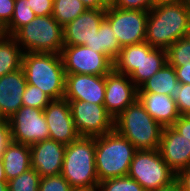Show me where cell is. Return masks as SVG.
I'll return each mask as SVG.
<instances>
[{
  "instance_id": "1",
  "label": "cell",
  "mask_w": 190,
  "mask_h": 191,
  "mask_svg": "<svg viewBox=\"0 0 190 191\" xmlns=\"http://www.w3.org/2000/svg\"><path fill=\"white\" fill-rule=\"evenodd\" d=\"M189 24L190 6L184 1L154 6L148 13L145 41L166 50L186 37Z\"/></svg>"
},
{
  "instance_id": "2",
  "label": "cell",
  "mask_w": 190,
  "mask_h": 191,
  "mask_svg": "<svg viewBox=\"0 0 190 191\" xmlns=\"http://www.w3.org/2000/svg\"><path fill=\"white\" fill-rule=\"evenodd\" d=\"M137 149L115 130L95 137V166L99 182L128 175Z\"/></svg>"
},
{
  "instance_id": "3",
  "label": "cell",
  "mask_w": 190,
  "mask_h": 191,
  "mask_svg": "<svg viewBox=\"0 0 190 191\" xmlns=\"http://www.w3.org/2000/svg\"><path fill=\"white\" fill-rule=\"evenodd\" d=\"M22 68L26 75L27 84L40 88L52 100L64 98L66 74L61 55L24 53Z\"/></svg>"
},
{
  "instance_id": "4",
  "label": "cell",
  "mask_w": 190,
  "mask_h": 191,
  "mask_svg": "<svg viewBox=\"0 0 190 191\" xmlns=\"http://www.w3.org/2000/svg\"><path fill=\"white\" fill-rule=\"evenodd\" d=\"M114 130L137 150H157L163 127L137 99L114 119Z\"/></svg>"
},
{
  "instance_id": "5",
  "label": "cell",
  "mask_w": 190,
  "mask_h": 191,
  "mask_svg": "<svg viewBox=\"0 0 190 191\" xmlns=\"http://www.w3.org/2000/svg\"><path fill=\"white\" fill-rule=\"evenodd\" d=\"M73 189L99 184L95 166V137L80 136L66 145L60 173Z\"/></svg>"
},
{
  "instance_id": "6",
  "label": "cell",
  "mask_w": 190,
  "mask_h": 191,
  "mask_svg": "<svg viewBox=\"0 0 190 191\" xmlns=\"http://www.w3.org/2000/svg\"><path fill=\"white\" fill-rule=\"evenodd\" d=\"M12 37L24 53L59 54L63 50V27L52 15L36 16L19 28Z\"/></svg>"
},
{
  "instance_id": "7",
  "label": "cell",
  "mask_w": 190,
  "mask_h": 191,
  "mask_svg": "<svg viewBox=\"0 0 190 191\" xmlns=\"http://www.w3.org/2000/svg\"><path fill=\"white\" fill-rule=\"evenodd\" d=\"M145 191H157L176 179V173L161 158L157 150H137L131 161L128 175Z\"/></svg>"
},
{
  "instance_id": "8",
  "label": "cell",
  "mask_w": 190,
  "mask_h": 191,
  "mask_svg": "<svg viewBox=\"0 0 190 191\" xmlns=\"http://www.w3.org/2000/svg\"><path fill=\"white\" fill-rule=\"evenodd\" d=\"M61 57L65 74L106 76L114 69V62L108 56L85 45H64Z\"/></svg>"
},
{
  "instance_id": "9",
  "label": "cell",
  "mask_w": 190,
  "mask_h": 191,
  "mask_svg": "<svg viewBox=\"0 0 190 191\" xmlns=\"http://www.w3.org/2000/svg\"><path fill=\"white\" fill-rule=\"evenodd\" d=\"M74 125L80 136L96 137L114 130V118L104 105L80 100H67Z\"/></svg>"
},
{
  "instance_id": "10",
  "label": "cell",
  "mask_w": 190,
  "mask_h": 191,
  "mask_svg": "<svg viewBox=\"0 0 190 191\" xmlns=\"http://www.w3.org/2000/svg\"><path fill=\"white\" fill-rule=\"evenodd\" d=\"M148 11L107 8L105 18L109 21L121 47L145 41Z\"/></svg>"
},
{
  "instance_id": "11",
  "label": "cell",
  "mask_w": 190,
  "mask_h": 191,
  "mask_svg": "<svg viewBox=\"0 0 190 191\" xmlns=\"http://www.w3.org/2000/svg\"><path fill=\"white\" fill-rule=\"evenodd\" d=\"M43 110L23 105L8 119L13 142L31 146L49 139V128Z\"/></svg>"
},
{
  "instance_id": "12",
  "label": "cell",
  "mask_w": 190,
  "mask_h": 191,
  "mask_svg": "<svg viewBox=\"0 0 190 191\" xmlns=\"http://www.w3.org/2000/svg\"><path fill=\"white\" fill-rule=\"evenodd\" d=\"M138 99V88L125 74L114 69L105 76L104 106L115 119Z\"/></svg>"
},
{
  "instance_id": "13",
  "label": "cell",
  "mask_w": 190,
  "mask_h": 191,
  "mask_svg": "<svg viewBox=\"0 0 190 191\" xmlns=\"http://www.w3.org/2000/svg\"><path fill=\"white\" fill-rule=\"evenodd\" d=\"M43 113L49 128V139L69 145L80 137L74 125L70 104L65 98L52 100Z\"/></svg>"
},
{
  "instance_id": "14",
  "label": "cell",
  "mask_w": 190,
  "mask_h": 191,
  "mask_svg": "<svg viewBox=\"0 0 190 191\" xmlns=\"http://www.w3.org/2000/svg\"><path fill=\"white\" fill-rule=\"evenodd\" d=\"M64 98L103 105L105 100V76L66 74Z\"/></svg>"
},
{
  "instance_id": "15",
  "label": "cell",
  "mask_w": 190,
  "mask_h": 191,
  "mask_svg": "<svg viewBox=\"0 0 190 191\" xmlns=\"http://www.w3.org/2000/svg\"><path fill=\"white\" fill-rule=\"evenodd\" d=\"M66 145L52 139L42 140L30 146L31 168L40 176L60 175Z\"/></svg>"
},
{
  "instance_id": "16",
  "label": "cell",
  "mask_w": 190,
  "mask_h": 191,
  "mask_svg": "<svg viewBox=\"0 0 190 191\" xmlns=\"http://www.w3.org/2000/svg\"><path fill=\"white\" fill-rule=\"evenodd\" d=\"M158 151L175 173L190 166V141L172 126L163 127Z\"/></svg>"
},
{
  "instance_id": "17",
  "label": "cell",
  "mask_w": 190,
  "mask_h": 191,
  "mask_svg": "<svg viewBox=\"0 0 190 191\" xmlns=\"http://www.w3.org/2000/svg\"><path fill=\"white\" fill-rule=\"evenodd\" d=\"M106 9H86L63 27V44L78 46L90 42L105 18Z\"/></svg>"
},
{
  "instance_id": "18",
  "label": "cell",
  "mask_w": 190,
  "mask_h": 191,
  "mask_svg": "<svg viewBox=\"0 0 190 191\" xmlns=\"http://www.w3.org/2000/svg\"><path fill=\"white\" fill-rule=\"evenodd\" d=\"M27 85L23 68L0 77V116L9 119L23 106L22 96Z\"/></svg>"
},
{
  "instance_id": "19",
  "label": "cell",
  "mask_w": 190,
  "mask_h": 191,
  "mask_svg": "<svg viewBox=\"0 0 190 191\" xmlns=\"http://www.w3.org/2000/svg\"><path fill=\"white\" fill-rule=\"evenodd\" d=\"M138 100L162 127L172 126L180 117L176 102L170 95L138 92Z\"/></svg>"
},
{
  "instance_id": "20",
  "label": "cell",
  "mask_w": 190,
  "mask_h": 191,
  "mask_svg": "<svg viewBox=\"0 0 190 191\" xmlns=\"http://www.w3.org/2000/svg\"><path fill=\"white\" fill-rule=\"evenodd\" d=\"M167 63V51L155 48L146 41L142 42V61L129 78L139 88Z\"/></svg>"
},
{
  "instance_id": "21",
  "label": "cell",
  "mask_w": 190,
  "mask_h": 191,
  "mask_svg": "<svg viewBox=\"0 0 190 191\" xmlns=\"http://www.w3.org/2000/svg\"><path fill=\"white\" fill-rule=\"evenodd\" d=\"M1 159L7 181L16 178L31 168L30 146L12 141Z\"/></svg>"
},
{
  "instance_id": "22",
  "label": "cell",
  "mask_w": 190,
  "mask_h": 191,
  "mask_svg": "<svg viewBox=\"0 0 190 191\" xmlns=\"http://www.w3.org/2000/svg\"><path fill=\"white\" fill-rule=\"evenodd\" d=\"M180 88L181 83L178 82L174 67L166 63L138 88V92L170 95L175 100L176 91Z\"/></svg>"
},
{
  "instance_id": "23",
  "label": "cell",
  "mask_w": 190,
  "mask_h": 191,
  "mask_svg": "<svg viewBox=\"0 0 190 191\" xmlns=\"http://www.w3.org/2000/svg\"><path fill=\"white\" fill-rule=\"evenodd\" d=\"M84 45L97 53L105 54L113 62L122 49L109 21L106 18L101 22L97 34H95L90 42H86Z\"/></svg>"
},
{
  "instance_id": "24",
  "label": "cell",
  "mask_w": 190,
  "mask_h": 191,
  "mask_svg": "<svg viewBox=\"0 0 190 191\" xmlns=\"http://www.w3.org/2000/svg\"><path fill=\"white\" fill-rule=\"evenodd\" d=\"M23 50L12 36L0 37V77L22 67Z\"/></svg>"
},
{
  "instance_id": "25",
  "label": "cell",
  "mask_w": 190,
  "mask_h": 191,
  "mask_svg": "<svg viewBox=\"0 0 190 191\" xmlns=\"http://www.w3.org/2000/svg\"><path fill=\"white\" fill-rule=\"evenodd\" d=\"M142 61V42L122 47L114 60V70L130 76Z\"/></svg>"
},
{
  "instance_id": "26",
  "label": "cell",
  "mask_w": 190,
  "mask_h": 191,
  "mask_svg": "<svg viewBox=\"0 0 190 191\" xmlns=\"http://www.w3.org/2000/svg\"><path fill=\"white\" fill-rule=\"evenodd\" d=\"M86 9L81 0H55L52 16L64 27Z\"/></svg>"
},
{
  "instance_id": "27",
  "label": "cell",
  "mask_w": 190,
  "mask_h": 191,
  "mask_svg": "<svg viewBox=\"0 0 190 191\" xmlns=\"http://www.w3.org/2000/svg\"><path fill=\"white\" fill-rule=\"evenodd\" d=\"M36 14L29 6V0H15L14 14L5 26V34L12 36L19 28L31 22Z\"/></svg>"
},
{
  "instance_id": "28",
  "label": "cell",
  "mask_w": 190,
  "mask_h": 191,
  "mask_svg": "<svg viewBox=\"0 0 190 191\" xmlns=\"http://www.w3.org/2000/svg\"><path fill=\"white\" fill-rule=\"evenodd\" d=\"M166 51L167 63L171 66H183L190 62V40L187 37L177 40Z\"/></svg>"
},
{
  "instance_id": "29",
  "label": "cell",
  "mask_w": 190,
  "mask_h": 191,
  "mask_svg": "<svg viewBox=\"0 0 190 191\" xmlns=\"http://www.w3.org/2000/svg\"><path fill=\"white\" fill-rule=\"evenodd\" d=\"M41 176L30 168L8 182V191H38Z\"/></svg>"
},
{
  "instance_id": "30",
  "label": "cell",
  "mask_w": 190,
  "mask_h": 191,
  "mask_svg": "<svg viewBox=\"0 0 190 191\" xmlns=\"http://www.w3.org/2000/svg\"><path fill=\"white\" fill-rule=\"evenodd\" d=\"M101 191H145V189L129 176L106 179L98 184Z\"/></svg>"
},
{
  "instance_id": "31",
  "label": "cell",
  "mask_w": 190,
  "mask_h": 191,
  "mask_svg": "<svg viewBox=\"0 0 190 191\" xmlns=\"http://www.w3.org/2000/svg\"><path fill=\"white\" fill-rule=\"evenodd\" d=\"M22 101L24 106L44 109L52 99L40 88L27 84L22 96Z\"/></svg>"
},
{
  "instance_id": "32",
  "label": "cell",
  "mask_w": 190,
  "mask_h": 191,
  "mask_svg": "<svg viewBox=\"0 0 190 191\" xmlns=\"http://www.w3.org/2000/svg\"><path fill=\"white\" fill-rule=\"evenodd\" d=\"M38 191H74L69 182L60 174L42 177Z\"/></svg>"
},
{
  "instance_id": "33",
  "label": "cell",
  "mask_w": 190,
  "mask_h": 191,
  "mask_svg": "<svg viewBox=\"0 0 190 191\" xmlns=\"http://www.w3.org/2000/svg\"><path fill=\"white\" fill-rule=\"evenodd\" d=\"M175 102L180 115L190 112V84H181L180 90L176 91Z\"/></svg>"
},
{
  "instance_id": "34",
  "label": "cell",
  "mask_w": 190,
  "mask_h": 191,
  "mask_svg": "<svg viewBox=\"0 0 190 191\" xmlns=\"http://www.w3.org/2000/svg\"><path fill=\"white\" fill-rule=\"evenodd\" d=\"M114 7L123 10L150 11L153 7V0H117Z\"/></svg>"
},
{
  "instance_id": "35",
  "label": "cell",
  "mask_w": 190,
  "mask_h": 191,
  "mask_svg": "<svg viewBox=\"0 0 190 191\" xmlns=\"http://www.w3.org/2000/svg\"><path fill=\"white\" fill-rule=\"evenodd\" d=\"M53 0H29V6L36 16L52 15Z\"/></svg>"
},
{
  "instance_id": "36",
  "label": "cell",
  "mask_w": 190,
  "mask_h": 191,
  "mask_svg": "<svg viewBox=\"0 0 190 191\" xmlns=\"http://www.w3.org/2000/svg\"><path fill=\"white\" fill-rule=\"evenodd\" d=\"M12 142L11 128L8 119L0 120V158L3 155L6 147Z\"/></svg>"
},
{
  "instance_id": "37",
  "label": "cell",
  "mask_w": 190,
  "mask_h": 191,
  "mask_svg": "<svg viewBox=\"0 0 190 191\" xmlns=\"http://www.w3.org/2000/svg\"><path fill=\"white\" fill-rule=\"evenodd\" d=\"M15 0H0V22L6 26L13 17Z\"/></svg>"
},
{
  "instance_id": "38",
  "label": "cell",
  "mask_w": 190,
  "mask_h": 191,
  "mask_svg": "<svg viewBox=\"0 0 190 191\" xmlns=\"http://www.w3.org/2000/svg\"><path fill=\"white\" fill-rule=\"evenodd\" d=\"M172 127L187 138L190 141V119L185 115H180V117L174 122Z\"/></svg>"
},
{
  "instance_id": "39",
  "label": "cell",
  "mask_w": 190,
  "mask_h": 191,
  "mask_svg": "<svg viewBox=\"0 0 190 191\" xmlns=\"http://www.w3.org/2000/svg\"><path fill=\"white\" fill-rule=\"evenodd\" d=\"M181 84H190V62L185 63L183 66H173Z\"/></svg>"
},
{
  "instance_id": "40",
  "label": "cell",
  "mask_w": 190,
  "mask_h": 191,
  "mask_svg": "<svg viewBox=\"0 0 190 191\" xmlns=\"http://www.w3.org/2000/svg\"><path fill=\"white\" fill-rule=\"evenodd\" d=\"M182 191H190V166L176 173L175 179Z\"/></svg>"
},
{
  "instance_id": "41",
  "label": "cell",
  "mask_w": 190,
  "mask_h": 191,
  "mask_svg": "<svg viewBox=\"0 0 190 191\" xmlns=\"http://www.w3.org/2000/svg\"><path fill=\"white\" fill-rule=\"evenodd\" d=\"M87 9H105L99 0H81Z\"/></svg>"
},
{
  "instance_id": "42",
  "label": "cell",
  "mask_w": 190,
  "mask_h": 191,
  "mask_svg": "<svg viewBox=\"0 0 190 191\" xmlns=\"http://www.w3.org/2000/svg\"><path fill=\"white\" fill-rule=\"evenodd\" d=\"M157 191H182L179 183L175 180L168 186L162 187Z\"/></svg>"
},
{
  "instance_id": "43",
  "label": "cell",
  "mask_w": 190,
  "mask_h": 191,
  "mask_svg": "<svg viewBox=\"0 0 190 191\" xmlns=\"http://www.w3.org/2000/svg\"><path fill=\"white\" fill-rule=\"evenodd\" d=\"M100 4L105 8H112L115 6L117 0H99Z\"/></svg>"
},
{
  "instance_id": "44",
  "label": "cell",
  "mask_w": 190,
  "mask_h": 191,
  "mask_svg": "<svg viewBox=\"0 0 190 191\" xmlns=\"http://www.w3.org/2000/svg\"><path fill=\"white\" fill-rule=\"evenodd\" d=\"M183 0H153V7L161 4L178 3Z\"/></svg>"
},
{
  "instance_id": "45",
  "label": "cell",
  "mask_w": 190,
  "mask_h": 191,
  "mask_svg": "<svg viewBox=\"0 0 190 191\" xmlns=\"http://www.w3.org/2000/svg\"><path fill=\"white\" fill-rule=\"evenodd\" d=\"M0 181H7L1 158H0Z\"/></svg>"
},
{
  "instance_id": "46",
  "label": "cell",
  "mask_w": 190,
  "mask_h": 191,
  "mask_svg": "<svg viewBox=\"0 0 190 191\" xmlns=\"http://www.w3.org/2000/svg\"><path fill=\"white\" fill-rule=\"evenodd\" d=\"M74 191H101L99 186H95L92 188H82V189H74Z\"/></svg>"
},
{
  "instance_id": "47",
  "label": "cell",
  "mask_w": 190,
  "mask_h": 191,
  "mask_svg": "<svg viewBox=\"0 0 190 191\" xmlns=\"http://www.w3.org/2000/svg\"><path fill=\"white\" fill-rule=\"evenodd\" d=\"M0 191H8V182L0 181Z\"/></svg>"
},
{
  "instance_id": "48",
  "label": "cell",
  "mask_w": 190,
  "mask_h": 191,
  "mask_svg": "<svg viewBox=\"0 0 190 191\" xmlns=\"http://www.w3.org/2000/svg\"><path fill=\"white\" fill-rule=\"evenodd\" d=\"M6 35L5 34V26L0 22V37Z\"/></svg>"
},
{
  "instance_id": "49",
  "label": "cell",
  "mask_w": 190,
  "mask_h": 191,
  "mask_svg": "<svg viewBox=\"0 0 190 191\" xmlns=\"http://www.w3.org/2000/svg\"><path fill=\"white\" fill-rule=\"evenodd\" d=\"M186 37L190 40V24H189V27L187 29V35Z\"/></svg>"
},
{
  "instance_id": "50",
  "label": "cell",
  "mask_w": 190,
  "mask_h": 191,
  "mask_svg": "<svg viewBox=\"0 0 190 191\" xmlns=\"http://www.w3.org/2000/svg\"><path fill=\"white\" fill-rule=\"evenodd\" d=\"M183 1L190 6V0H183Z\"/></svg>"
},
{
  "instance_id": "51",
  "label": "cell",
  "mask_w": 190,
  "mask_h": 191,
  "mask_svg": "<svg viewBox=\"0 0 190 191\" xmlns=\"http://www.w3.org/2000/svg\"><path fill=\"white\" fill-rule=\"evenodd\" d=\"M185 116L190 119V112L187 115H185Z\"/></svg>"
}]
</instances>
